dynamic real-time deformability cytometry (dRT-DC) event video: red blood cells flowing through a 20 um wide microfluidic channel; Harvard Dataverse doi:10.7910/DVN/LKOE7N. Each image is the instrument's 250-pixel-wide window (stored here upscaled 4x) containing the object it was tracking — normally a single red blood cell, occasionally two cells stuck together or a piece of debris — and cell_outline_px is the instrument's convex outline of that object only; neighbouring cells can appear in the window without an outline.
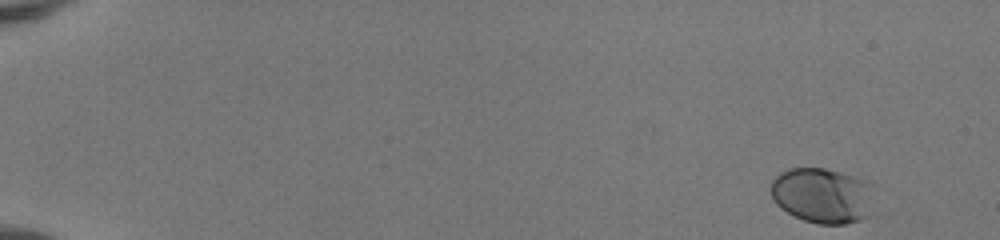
{"species": "human", "species_latin": "Homo sapiens", "temperature_condition": "room temperature", "stored_images_in_passage": 49, "camera_frame_rate_fps": 3000, "um_per_image_px": 0.085, "donor": {"sex": "female"}, "frame": {"image": 1, "passage_image": 1, "time_ms": 0.0, "image_size_px": [1000, 240], "cell_outline_px": [[876, 184], [868, 216], [860, 220], [844, 224], [820, 224], [804, 220], [780, 208], [776, 204], [768, 188], [772, 180], [780, 172], [788, 168], [824, 168], [872, 180]], "centroid_in_image_um": [69.94, 16.59], "position_along_channel_um": 15.1, "area_um2": 34.1}}
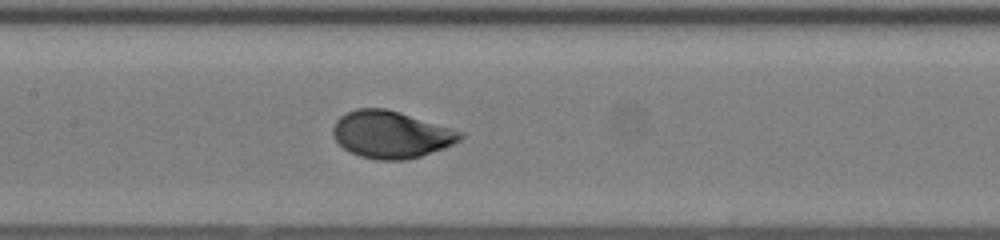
{"frame": {"image": 2, "passage_image": 25, "time_ms": 8.0, "image_size_px": [1000, 240], "cell_outline_px": [[464, 136], [460, 140], [444, 148], [420, 156], [404, 160], [376, 160], [360, 156], [344, 148], [332, 136], [332, 128], [336, 120], [340, 116], [356, 108], [384, 108], [400, 112], [452, 128], [464, 132]], "centroid_in_image_um": [33.23, 11.43], "position_along_channel_um": 174.2, "area_um2": 34.91}}
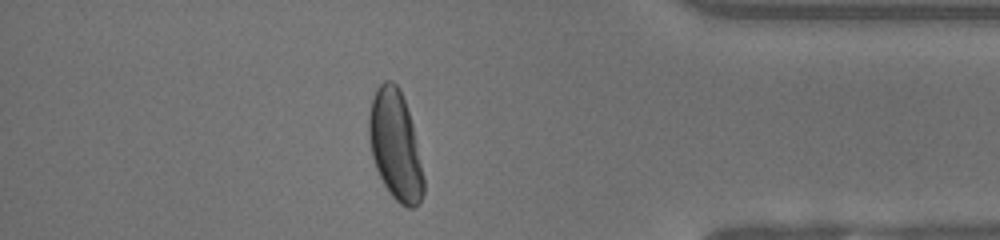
{"frame": {"image": 3, "passage_image": 43, "time_ms": 14.0, "image_size_px": [1000, 240], "cell_outline_px": [[424, 192], [416, 208], [408, 208], [400, 204], [392, 196], [384, 184], [376, 168], [372, 156], [368, 136], [368, 116], [372, 100], [376, 88], [384, 80], [392, 80], [400, 88], [412, 124], [424, 176]], "centroid_in_image_um": [33.59, 12.36], "position_along_channel_um": 401.6, "area_um2": 34.74}, "authors_computed_cell_mechanics": {"area_um2": 33.813, "velocity_mm_per_s": 4.1511, "shape_relaxation_time_tau1_ms": 2.3046, "shape_relaxation_time_tau2_ms": null, "deformation_change_tau1": 0.1428, "deformation_change_tau2": null}}